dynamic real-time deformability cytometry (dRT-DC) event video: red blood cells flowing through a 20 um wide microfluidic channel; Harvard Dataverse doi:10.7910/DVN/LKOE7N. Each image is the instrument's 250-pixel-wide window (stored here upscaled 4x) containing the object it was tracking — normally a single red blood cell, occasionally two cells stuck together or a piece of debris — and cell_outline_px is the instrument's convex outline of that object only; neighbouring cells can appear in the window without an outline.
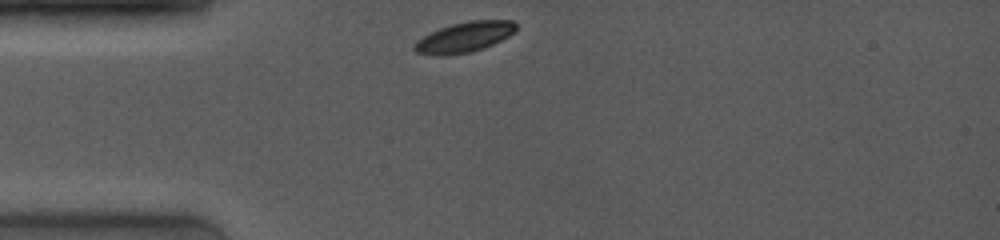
{"species": "common noctule bat (a hibernating species)", "species_latin": "Nyctalus noctula", "temperature_condition": "room temperature", "stored_images_in_passage": 5, "camera_frame_rate_fps": 4000, "um_per_image_px": 0.085, "animal": {"sex": "female", "body_mass_g": 19.0, "forearm_length_mm": 53.3}, "frame": {"image": 1, "passage_image": 1, "time_ms": 0.0, "image_size_px": [1000, 240], "cell_outline_px": [[516, 32], [484, 48], [472, 52], [440, 56], [436, 56], [416, 52], [412, 48], [412, 44], [416, 40], [440, 28], [452, 24], [468, 20], [512, 20], [516, 24]], "centroid_in_image_um": [39.45, 3.16], "position_along_channel_um": 45.5, "area_um2": 18.03}}